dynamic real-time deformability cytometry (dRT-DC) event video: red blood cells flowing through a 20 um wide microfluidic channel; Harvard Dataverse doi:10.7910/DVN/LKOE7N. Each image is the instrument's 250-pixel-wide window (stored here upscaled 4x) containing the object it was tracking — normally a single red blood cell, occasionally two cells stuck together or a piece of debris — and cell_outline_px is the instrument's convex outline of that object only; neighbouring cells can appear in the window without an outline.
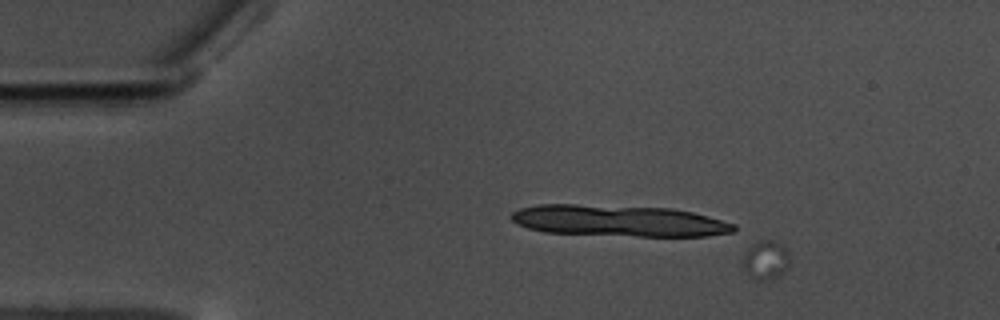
{"species": "common noctule bat (a hibernating species)", "species_latin": "Nyctalus noctula", "temperature_condition": "warm", "stored_images_in_passage": 12, "camera_frame_rate_fps": 3000, "um_per_image_px": 0.085, "animal": {"sex": "male", "body_mass_g": 17.5, "forearm_length_mm": 52.3}, "frame": {"image": 1, "passage_image": 12, "time_ms": 3.667, "image_size_px": [1000, 320], "cell_outline_px": [[788, 268], [784, 272], [776, 276], [764, 280], [752, 280], [748, 276], [740, 264], [744, 256], [752, 244], [760, 240], [772, 240], [784, 244], [788, 252]], "centroid_in_image_um": [65.06, 22.1], "position_along_channel_um": 19.9, "area_um2": 10.75}}